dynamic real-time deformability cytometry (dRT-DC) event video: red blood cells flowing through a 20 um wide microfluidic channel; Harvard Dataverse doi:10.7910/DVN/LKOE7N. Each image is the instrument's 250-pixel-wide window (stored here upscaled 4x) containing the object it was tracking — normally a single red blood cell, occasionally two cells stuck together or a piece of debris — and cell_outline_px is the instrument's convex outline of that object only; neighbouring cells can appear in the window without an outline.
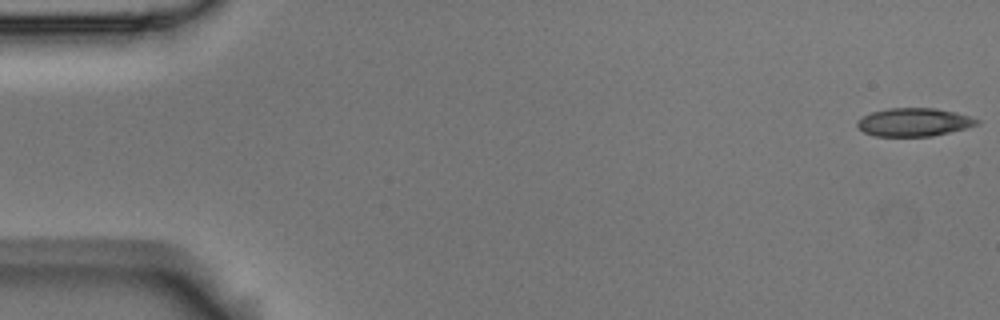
{"species": "Egyptian fruit bat (a non-hibernating species)", "species_latin": "Rousettus aegyptiacus", "temperature_condition": "room temperature", "stored_images_in_passage": 6, "camera_frame_rate_fps": 3000, "um_per_image_px": 0.085, "animal": {"sex": "male"}, "frame": {"image": 1, "passage_image": 1, "time_ms": 0.0, "image_size_px": [1000, 320], "cell_outline_px": [[980, 124], [968, 128], [932, 136], [876, 136], [864, 132], [856, 124], [856, 120], [872, 112], [888, 108], [936, 108], [956, 112], [972, 116], [980, 120]], "centroid_in_image_um": [77.74, 10.38], "position_along_channel_um": 7.3, "area_um2": 19.83}}
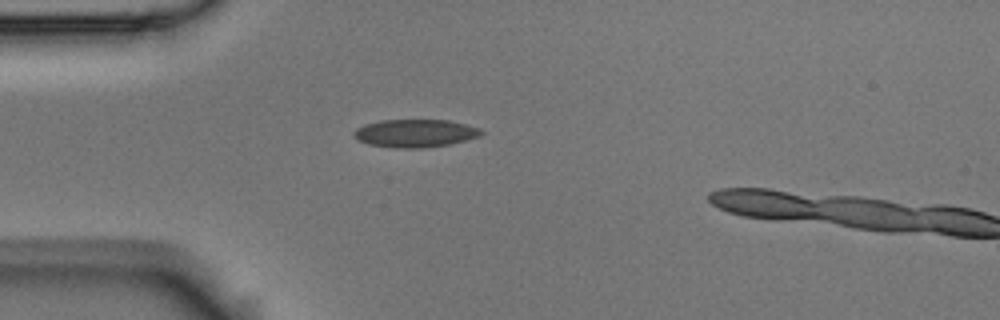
{"frame": {"image": 2, "passage_image": 5, "time_ms": 1.333, "image_size_px": [1000, 320], "cell_outline_px": [[484, 132], [480, 136], [448, 144], [420, 148], [396, 148], [368, 144], [360, 140], [352, 132], [356, 128], [364, 124], [380, 120], [448, 120], [480, 128]], "centroid_in_image_um": [35.27, 11.32], "position_along_channel_um": 49.7, "area_um2": 20.52}}